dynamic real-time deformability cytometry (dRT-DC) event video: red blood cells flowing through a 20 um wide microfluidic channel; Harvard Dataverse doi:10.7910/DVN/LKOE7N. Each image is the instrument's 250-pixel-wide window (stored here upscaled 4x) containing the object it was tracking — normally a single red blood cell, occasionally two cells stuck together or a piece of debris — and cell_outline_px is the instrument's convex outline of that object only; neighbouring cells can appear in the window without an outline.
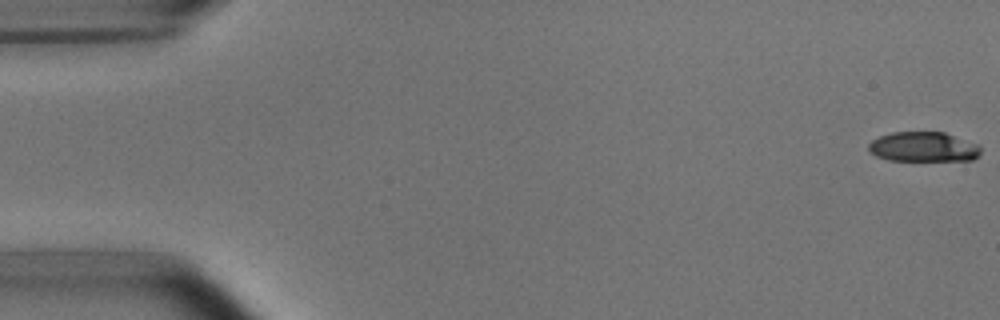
{"species": "common noctule bat (a hibernating species)", "species_latin": "Nyctalus noctula", "temperature_condition": "room temperature", "stored_images_in_passage": 5, "camera_frame_rate_fps": 3000, "um_per_image_px": 0.085, "animal": {"sex": "male", "body_mass_g": 15.6}, "frame": {"image": 1, "passage_image": 1, "time_ms": 0.0, "image_size_px": [1000, 320], "cell_outline_px": [[980, 152], [972, 160], [888, 160], [876, 156], [868, 148], [868, 144], [872, 140], [880, 136], [892, 132], [944, 132], [980, 144]], "centroid_in_image_um": [78.5, 12.48], "position_along_channel_um": 6.5, "area_um2": 19.42}}
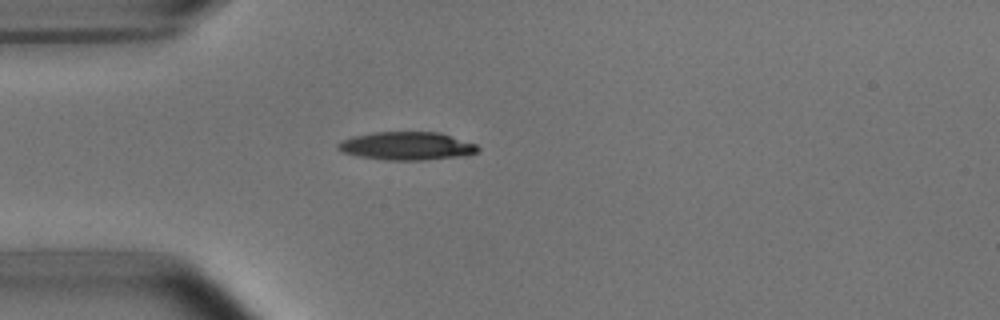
{"frame": {"image": 2, "passage_image": 5, "time_ms": 4.667, "image_size_px": [1000, 320], "cell_outline_px": [[480, 152], [464, 156], [424, 160], [388, 160], [356, 156], [340, 152], [336, 148], [336, 144], [340, 140], [352, 136], [376, 132], [440, 132], [476, 144], [480, 148]], "centroid_in_image_um": [34.55, 12.41], "position_along_channel_um": 50.4, "area_um2": 23.29}}